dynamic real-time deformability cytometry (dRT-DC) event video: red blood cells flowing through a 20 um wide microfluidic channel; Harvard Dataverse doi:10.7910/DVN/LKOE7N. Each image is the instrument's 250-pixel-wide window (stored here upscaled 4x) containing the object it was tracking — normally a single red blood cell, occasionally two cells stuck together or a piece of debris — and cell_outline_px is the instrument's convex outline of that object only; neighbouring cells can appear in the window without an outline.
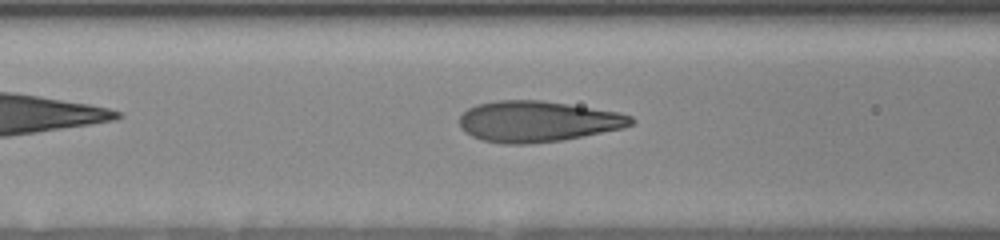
{"species": "human", "species_latin": "Homo sapiens", "temperature_condition": "room temperature", "stored_images_in_passage": 23, "camera_frame_rate_fps": 3000, "um_per_image_px": 0.085, "donor": {"sex": "female"}, "frame": {"image": 1, "passage_image": 6, "time_ms": 3.667, "image_size_px": [1000, 240], "cell_outline_px": [[636, 120], [632, 124], [624, 128], [560, 140], [528, 144], [504, 144], [480, 140], [464, 132], [460, 128], [460, 116], [468, 108], [476, 104], [496, 100], [540, 100], [568, 104], [620, 112], [632, 116]], "centroid_in_image_um": [45.68, 10.32], "position_along_channel_um": 120.9, "area_um2": 41.04}}
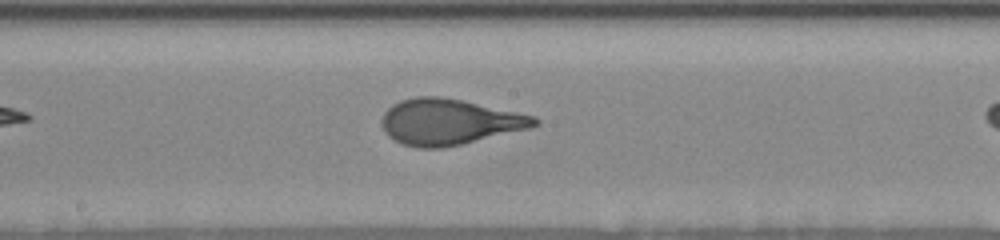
{"frame": {"image": 2, "passage_image": 12, "time_ms": 6.0, "image_size_px": [1000, 240], "cell_outline_px": [[540, 124], [532, 128], [444, 148], [416, 148], [400, 144], [388, 136], [384, 132], [380, 124], [380, 120], [384, 112], [392, 104], [400, 100], [416, 96], [440, 96], [460, 100], [536, 116], [540, 120]], "centroid_in_image_um": [38.16, 10.37], "position_along_channel_um": 210.0, "area_um2": 41.21}}
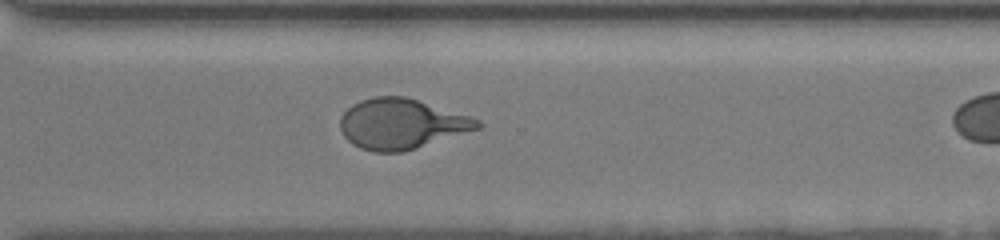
{"frame": {"image": 3, "passage_image": 19, "time_ms": 9.333, "image_size_px": [1000, 240], "cell_outline_px": [[484, 124], [480, 128], [404, 152], [372, 152], [360, 148], [352, 144], [344, 136], [340, 128], [340, 116], [352, 104], [360, 100], [376, 96], [404, 96], [472, 116], [480, 120]], "centroid_in_image_um": [34.12, 10.53], "position_along_channel_um": 336.5, "area_um2": 40.4}}